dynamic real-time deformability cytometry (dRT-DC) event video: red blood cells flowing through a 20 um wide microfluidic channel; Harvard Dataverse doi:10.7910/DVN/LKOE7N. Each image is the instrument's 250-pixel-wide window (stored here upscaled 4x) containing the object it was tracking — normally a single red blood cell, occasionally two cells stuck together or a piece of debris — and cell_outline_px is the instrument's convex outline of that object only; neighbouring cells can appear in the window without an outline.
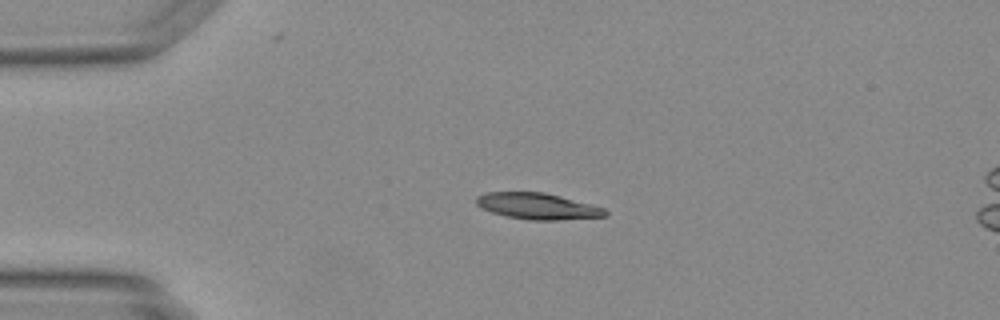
{"species": "Egyptian fruit bat (a non-hibernating species)", "species_latin": "Rousettus aegyptiacus", "temperature_condition": "warm", "stored_images_in_passage": 38, "camera_frame_rate_fps": 3000, "um_per_image_px": 0.085, "animal": {"sex": "female"}, "frame": {"image": 1, "passage_image": 1, "time_ms": 0.0, "image_size_px": [1000, 320], "cell_outline_px": [[608, 216], [560, 220], [528, 220], [504, 216], [492, 212], [476, 204], [476, 196], [488, 192], [544, 192], [560, 196], [604, 208], [608, 212]], "centroid_in_image_um": [45.7, 17.53], "position_along_channel_um": 39.3, "area_um2": 19.65}}
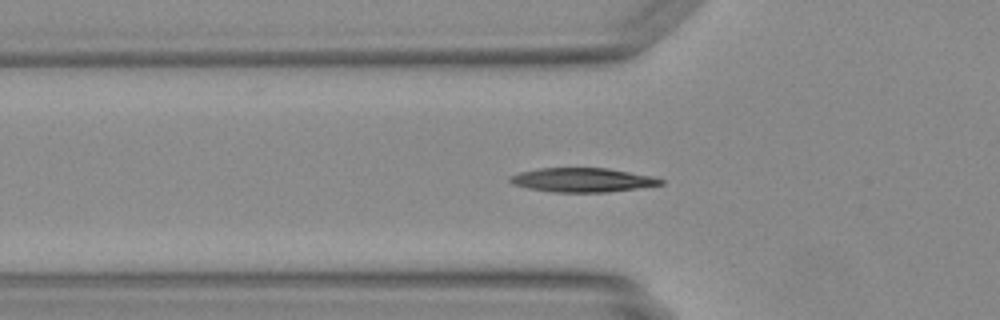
{"frame": {"image": 2, "passage_image": 6, "time_ms": 1.667, "image_size_px": [1000, 320], "cell_outline_px": [[664, 184], [608, 192], [552, 192], [528, 188], [512, 184], [508, 180], [508, 176], [520, 172], [540, 168], [608, 168], [652, 176], [664, 180]], "centroid_in_image_um": [49.47, 15.29], "position_along_channel_um": 76.3, "area_um2": 21.15}}